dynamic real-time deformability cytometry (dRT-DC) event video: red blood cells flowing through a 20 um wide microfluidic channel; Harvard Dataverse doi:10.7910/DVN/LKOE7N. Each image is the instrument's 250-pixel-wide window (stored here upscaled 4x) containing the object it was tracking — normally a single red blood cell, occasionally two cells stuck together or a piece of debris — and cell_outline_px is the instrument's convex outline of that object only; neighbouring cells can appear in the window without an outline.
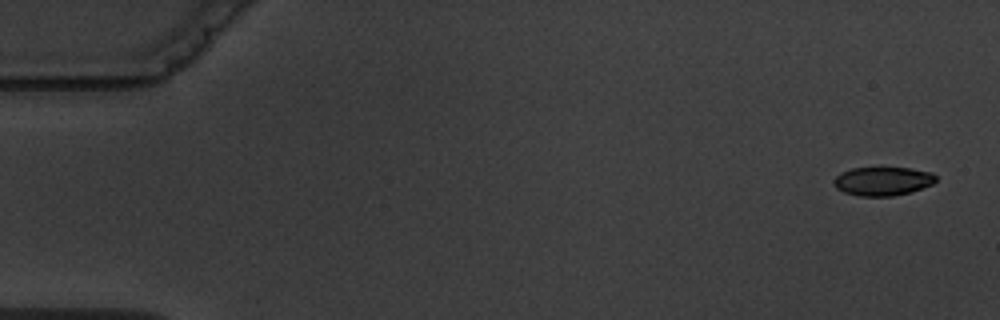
{"species": "common noctule bat (a hibernating species)", "species_latin": "Nyctalus noctula", "temperature_condition": "warm", "stored_images_in_passage": 5, "camera_frame_rate_fps": 3000, "um_per_image_px": 0.085, "animal": {"sex": "male", "body_mass_g": 19.5, "forearm_length_mm": 54.6}, "frame": {"image": 1, "passage_image": 1, "time_ms": 0.0, "image_size_px": [1000, 320], "cell_outline_px": [[936, 180], [932, 184], [912, 192], [892, 196], [860, 196], [844, 192], [836, 188], [832, 180], [840, 172], [852, 168], [908, 168], [932, 172], [936, 176]], "centroid_in_image_um": [75.02, 15.4], "position_along_channel_um": 10.0, "area_um2": 17.11}}
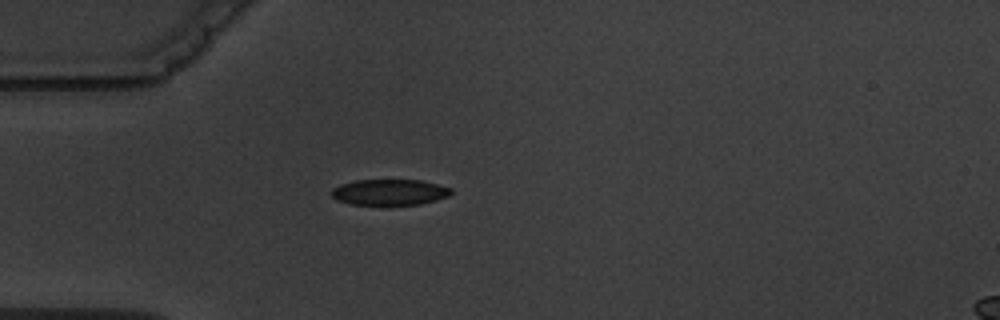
{"frame": {"image": 2, "passage_image": 5, "time_ms": 4.667, "image_size_px": [1000, 320], "cell_outline_px": [[452, 192], [448, 196], [436, 200], [420, 204], [352, 204], [336, 200], [332, 196], [332, 188], [340, 184], [356, 180], [420, 180], [452, 188]], "centroid_in_image_um": [33.1, 16.33], "position_along_channel_um": 51.9, "area_um2": 17.86}}